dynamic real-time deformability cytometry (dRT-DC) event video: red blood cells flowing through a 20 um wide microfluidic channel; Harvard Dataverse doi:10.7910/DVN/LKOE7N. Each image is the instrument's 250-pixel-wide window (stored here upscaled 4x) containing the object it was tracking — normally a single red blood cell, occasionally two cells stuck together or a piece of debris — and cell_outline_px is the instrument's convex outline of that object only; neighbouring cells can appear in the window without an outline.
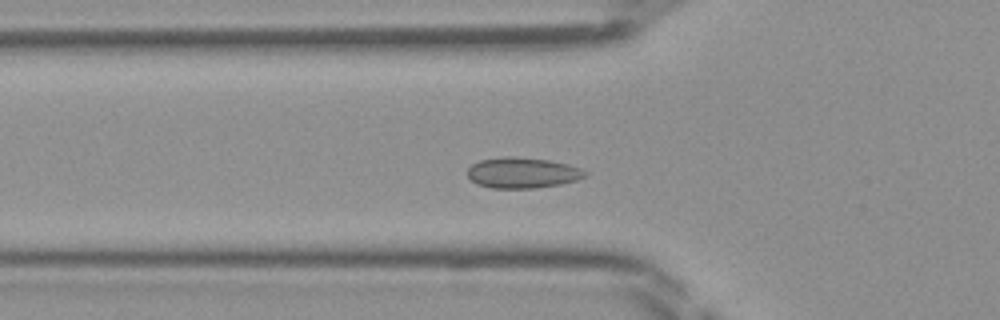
{"species": "Egyptian fruit bat (a non-hibernating species)", "species_latin": "Rousettus aegyptiacus", "temperature_condition": "room temperature", "stored_images_in_passage": 38, "camera_frame_rate_fps": 3000, "um_per_image_px": 0.085, "frame": {"image": 1, "passage_image": 7, "time_ms": 2.0, "image_size_px": [1000, 320], "cell_outline_px": [[588, 176], [576, 180], [560, 184], [532, 188], [492, 188], [476, 184], [468, 176], [468, 168], [472, 164], [480, 160], [504, 156], [516, 156], [548, 160], [568, 164], [580, 168], [588, 172]], "centroid_in_image_um": [44.41, 14.68], "position_along_channel_um": 81.4, "area_um2": 21.1}}
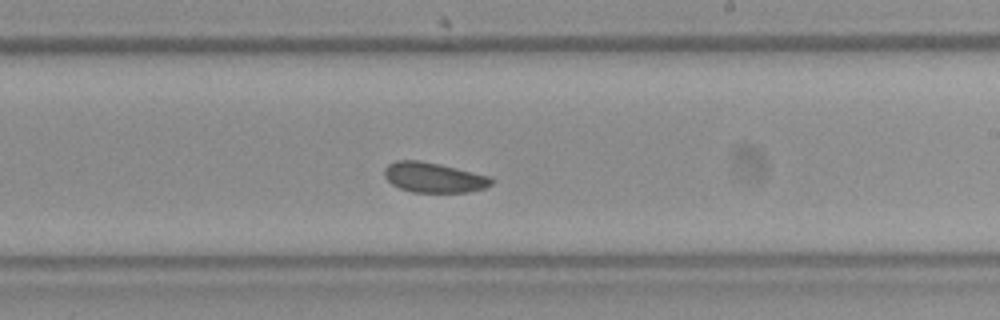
{"frame": {"image": 2, "passage_image": 19, "time_ms": 6.0, "image_size_px": [1000, 320], "cell_outline_px": [[496, 180], [492, 184], [484, 188], [468, 192], [412, 192], [400, 188], [392, 184], [384, 176], [384, 168], [388, 164], [396, 160], [420, 160], [440, 164], [492, 176]], "centroid_in_image_um": [36.9, 15.08], "position_along_channel_um": 252.1, "area_um2": 18.96}}
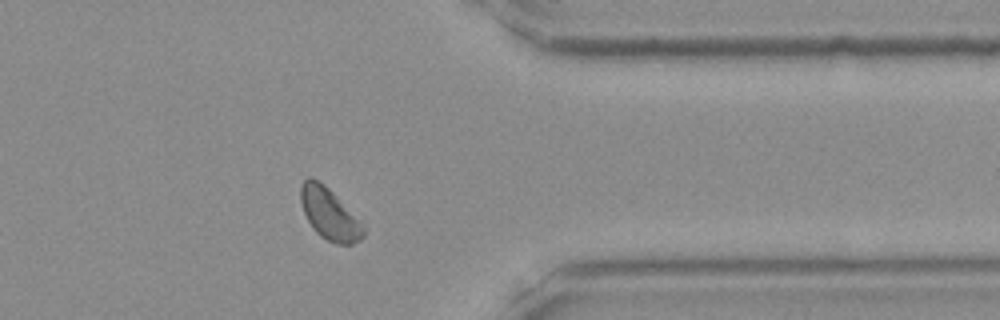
{"frame": {"image": 3, "passage_image": 29, "time_ms": 9.333, "image_size_px": [1000, 320], "cell_outline_px": [[364, 236], [360, 240], [352, 244], [336, 244], [320, 236], [312, 228], [304, 212], [300, 200], [300, 184], [308, 176], [312, 176], [324, 184], [332, 192], [364, 228]], "centroid_in_image_um": [27.94, 18.17], "position_along_channel_um": 383.5, "area_um2": 18.38}}